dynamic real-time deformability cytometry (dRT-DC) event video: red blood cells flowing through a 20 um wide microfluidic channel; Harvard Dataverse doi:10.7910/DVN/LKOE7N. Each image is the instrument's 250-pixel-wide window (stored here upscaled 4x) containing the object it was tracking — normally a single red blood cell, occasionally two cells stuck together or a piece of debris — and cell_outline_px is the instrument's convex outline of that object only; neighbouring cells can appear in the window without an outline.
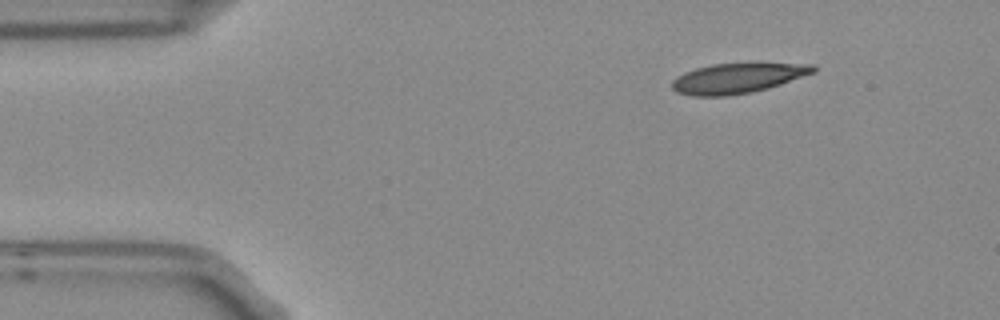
{"species": "Egyptian fruit bat (a non-hibernating species)", "species_latin": "Rousettus aegyptiacus", "temperature_condition": "room temperature", "stored_images_in_passage": 4, "segment_of_instrument_passage": [1, 2], "camera_frame_rate_fps": 3000, "um_per_image_px": 0.085, "frame": {"image": 1, "passage_image": 1, "time_ms": 0.0, "image_size_px": [1000, 320], "cell_outline_px": [[816, 72], [768, 88], [752, 92], [728, 96], [688, 96], [676, 92], [672, 88], [672, 80], [676, 76], [684, 72], [696, 68], [712, 64], [816, 64]], "centroid_in_image_um": [62.64, 6.66], "position_along_channel_um": 22.4, "area_um2": 24.62}}